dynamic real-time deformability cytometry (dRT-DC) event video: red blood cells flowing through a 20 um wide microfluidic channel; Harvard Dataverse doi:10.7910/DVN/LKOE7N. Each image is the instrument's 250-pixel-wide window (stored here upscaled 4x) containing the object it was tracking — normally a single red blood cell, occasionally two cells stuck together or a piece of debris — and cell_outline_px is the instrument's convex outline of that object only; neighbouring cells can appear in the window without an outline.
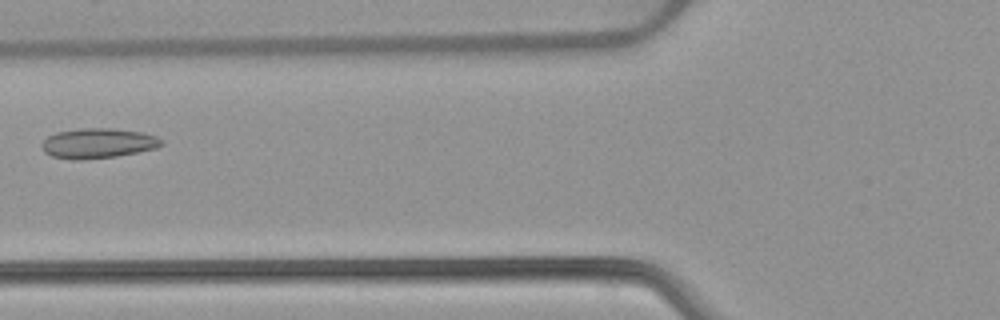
{"species": "common noctule bat (a hibernating species)", "species_latin": "Nyctalus noctula", "temperature_condition": "warm", "stored_images_in_passage": 7, "camera_frame_rate_fps": 3000, "um_per_image_px": 0.085, "animal": {"sex": "female", "body_mass_g": 22.7, "forearm_length_mm": 54.2}, "frame": {"image": 1, "passage_image": 6, "time_ms": 6.0, "image_size_px": [1000, 320], "cell_outline_px": [[164, 144], [156, 148], [116, 156], [80, 160], [72, 160], [52, 156], [44, 152], [40, 144], [48, 136], [56, 132], [84, 128], [112, 128], [140, 132], [156, 136], [164, 140]], "centroid_in_image_um": [8.32, 12.18], "position_along_channel_um": 117.5, "area_um2": 20.92}}
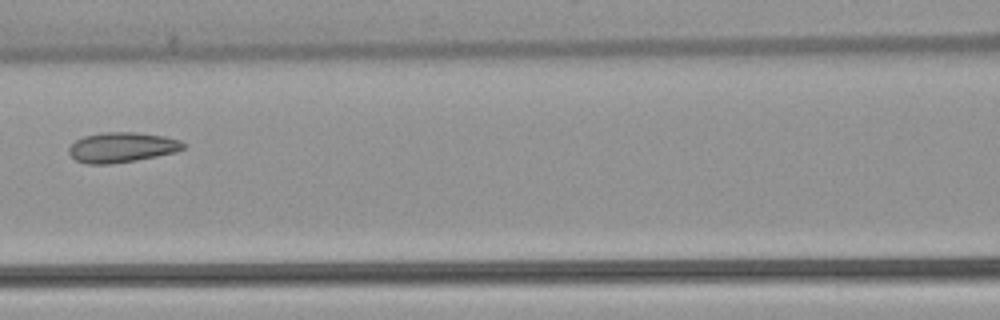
{"frame": {"image": 2, "passage_image": 7, "time_ms": 7.0, "image_size_px": [1000, 320], "cell_outline_px": [[188, 144], [184, 148], [176, 152], [136, 160], [112, 164], [88, 164], [76, 160], [68, 152], [68, 148], [76, 140], [84, 136], [104, 132], [136, 132], [164, 136], [180, 140]], "centroid_in_image_um": [10.38, 12.52], "position_along_channel_um": 156.2, "area_um2": 20.11}}